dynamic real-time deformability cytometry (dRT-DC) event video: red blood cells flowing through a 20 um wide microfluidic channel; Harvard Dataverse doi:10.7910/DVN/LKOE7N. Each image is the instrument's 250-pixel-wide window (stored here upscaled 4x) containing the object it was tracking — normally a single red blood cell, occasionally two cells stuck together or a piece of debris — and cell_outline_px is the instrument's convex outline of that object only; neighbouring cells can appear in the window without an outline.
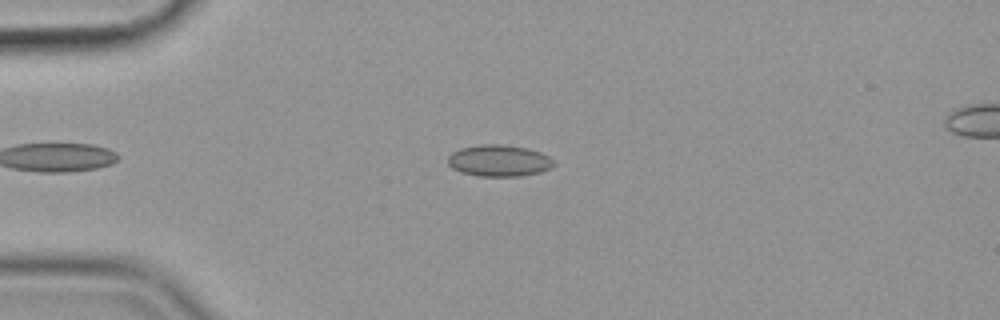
{"species": "common noctule bat (a hibernating species)", "species_latin": "Nyctalus noctula", "temperature_condition": "cold", "stored_images_in_passage": 51, "camera_frame_rate_fps": 3000, "um_per_image_px": 0.085, "animal": {"sex": "female", "body_mass_g": 19.9}, "frame": {"image": 1, "passage_image": 9, "time_ms": 2.667, "image_size_px": [1000, 320], "cell_outline_px": [[556, 164], [552, 168], [540, 172], [520, 176], [480, 176], [460, 172], [452, 168], [448, 164], [448, 156], [452, 152], [460, 148], [480, 144], [500, 144], [528, 148], [540, 152], [556, 160]], "centroid_in_image_um": [42.44, 13.65], "position_along_channel_um": 42.6, "area_um2": 19.71}}
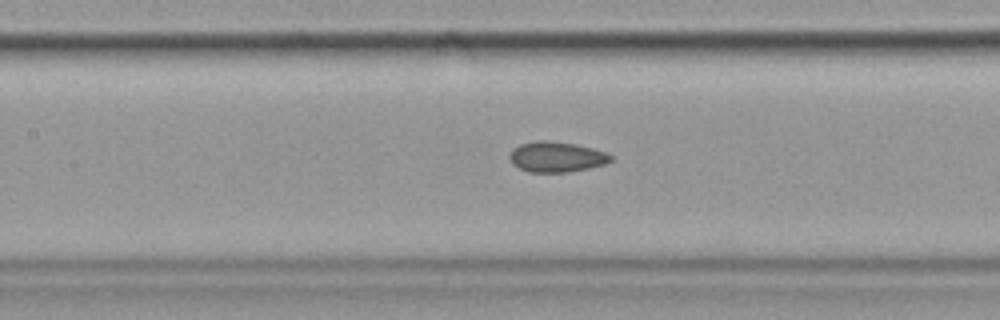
{"frame": {"image": 2, "passage_image": 21, "time_ms": 6.667, "image_size_px": [1000, 320], "cell_outline_px": [[612, 160], [604, 164], [588, 168], [568, 172], [528, 172], [512, 164], [508, 156], [512, 148], [520, 144], [536, 140], [548, 140], [576, 144], [608, 152], [612, 156]], "centroid_in_image_um": [47.28, 13.32], "position_along_channel_um": 160.1, "area_um2": 18.09}}
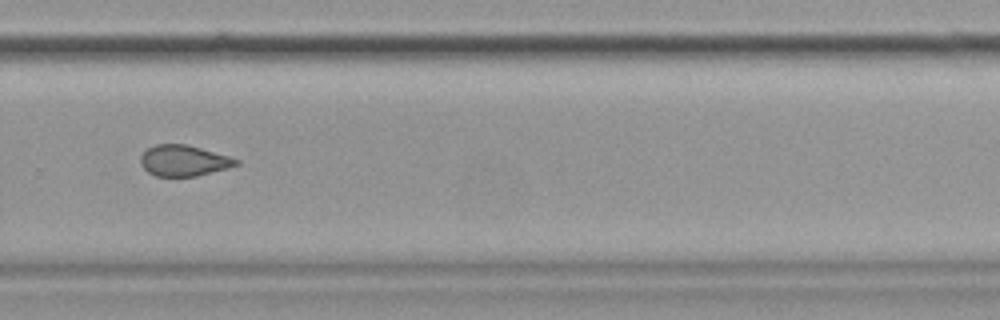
{"frame": {"image": 3, "passage_image": 34, "time_ms": 11.0, "image_size_px": [1000, 320], "cell_outline_px": [[240, 164], [228, 168], [196, 176], [156, 176], [148, 172], [140, 164], [140, 156], [148, 148], [156, 144], [184, 144], [200, 148], [228, 156], [240, 160]], "centroid_in_image_um": [15.61, 13.66], "position_along_channel_um": 314.2, "area_um2": 17.11}, "authors_computed_cell_mechanics": {"area_um2": 18.2648, "velocity_mm_per_s": 3.5745, "shape_relaxation_time_tau1_ms": null, "shape_relaxation_time_tau2_ms": 2.898, "deformation_change_tau1": null, "deformation_change_tau2": 0.086}}